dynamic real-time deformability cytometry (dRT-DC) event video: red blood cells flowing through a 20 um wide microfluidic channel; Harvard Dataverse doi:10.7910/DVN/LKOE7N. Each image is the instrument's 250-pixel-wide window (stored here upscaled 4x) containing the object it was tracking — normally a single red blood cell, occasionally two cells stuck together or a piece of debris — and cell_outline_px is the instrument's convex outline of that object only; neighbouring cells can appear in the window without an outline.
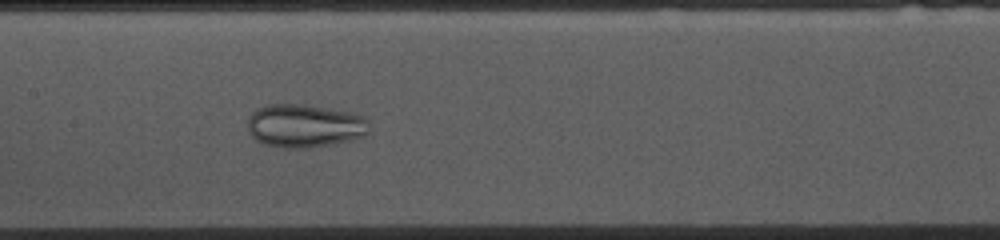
{"species": "common noctule bat (a hibernating species)", "species_latin": "Nyctalus noctula", "temperature_condition": "cold", "stored_images_in_passage": 53, "camera_frame_rate_fps": 3000, "um_per_image_px": 0.085, "animal": {"sex": "female", "body_mass_g": 10.0, "forearm_length_mm": 53.1}, "frame": {"image": 1, "passage_image": 24, "time_ms": 7.667, "image_size_px": [1000, 240], "cell_outline_px": [[368, 132], [364, 136], [352, 140], [308, 148], [284, 148], [264, 144], [256, 140], [248, 132], [248, 116], [256, 108], [264, 104], [300, 104], [332, 108], [364, 116], [368, 120]], "centroid_in_image_um": [25.87, 10.68], "position_along_channel_um": 181.5, "area_um2": 30.98}}
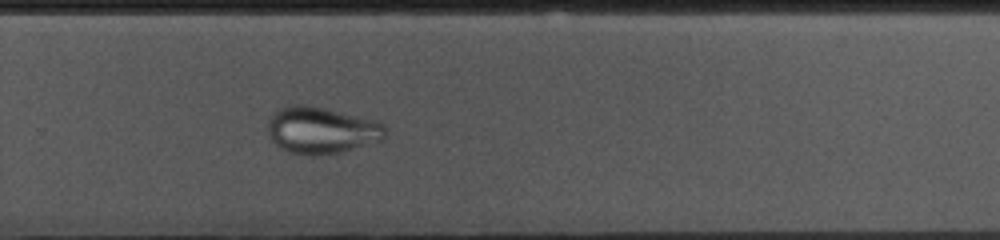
{"frame": {"image": 2, "passage_image": 34, "time_ms": 11.0, "image_size_px": [1000, 240], "cell_outline_px": [[388, 128], [384, 140], [340, 152], [292, 152], [280, 148], [272, 140], [268, 132], [268, 120], [280, 108], [292, 104], [304, 104], [324, 108], [356, 116], [384, 124]], "centroid_in_image_um": [27.34, 11.03], "position_along_channel_um": 302.5, "area_um2": 31.04}}
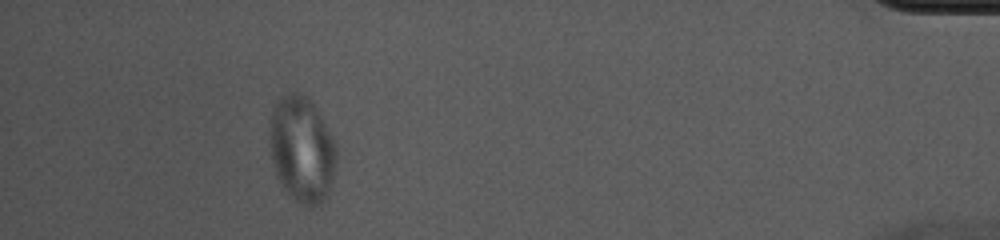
{"frame": {"image": 3, "passage_image": 48, "time_ms": 15.667, "image_size_px": [1000, 240], "cell_outline_px": [[336, 164], [332, 180], [328, 192], [324, 200], [320, 204], [312, 208], [308, 208], [300, 204], [280, 184], [276, 176], [272, 160], [272, 112], [276, 100], [280, 96], [288, 92], [304, 92], [312, 100], [336, 140]], "centroid_in_image_um": [25.71, 12.67], "position_along_channel_um": 409.5, "area_um2": 41.44}}